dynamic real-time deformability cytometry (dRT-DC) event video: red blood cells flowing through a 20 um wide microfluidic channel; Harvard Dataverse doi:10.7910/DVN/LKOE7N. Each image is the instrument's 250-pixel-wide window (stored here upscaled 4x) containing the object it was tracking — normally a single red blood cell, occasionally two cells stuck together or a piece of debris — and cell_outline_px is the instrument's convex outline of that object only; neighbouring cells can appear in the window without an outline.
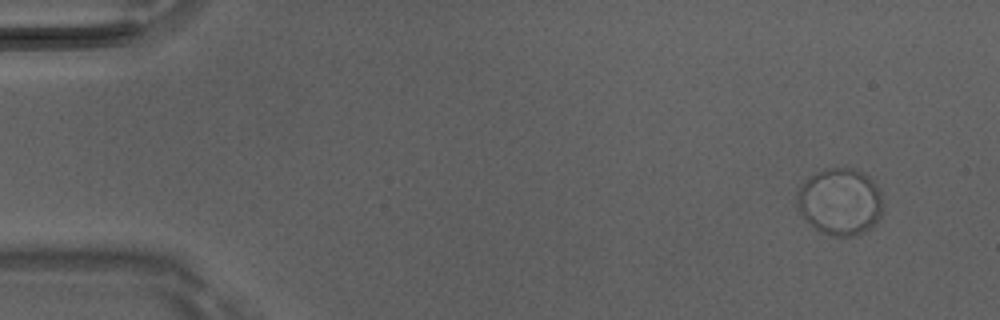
{"species": "Egyptian fruit bat (a non-hibernating species)", "species_latin": "Rousettus aegyptiacus", "temperature_condition": "room temperature", "stored_images_in_passage": 7, "camera_frame_rate_fps": 3000, "um_per_image_px": 0.085, "animal": {"sex": "male"}, "frame": {"image": 1, "passage_image": 1, "time_ms": 0.0, "image_size_px": [1000, 320], "cell_outline_px": [[884, 204], [880, 216], [872, 228], [856, 236], [832, 236], [820, 232], [800, 212], [796, 200], [800, 188], [808, 176], [816, 172], [828, 168], [856, 168], [864, 172], [880, 188]], "centroid_in_image_um": [71.46, 17.13], "position_along_channel_um": 13.5, "area_um2": 33.76}}
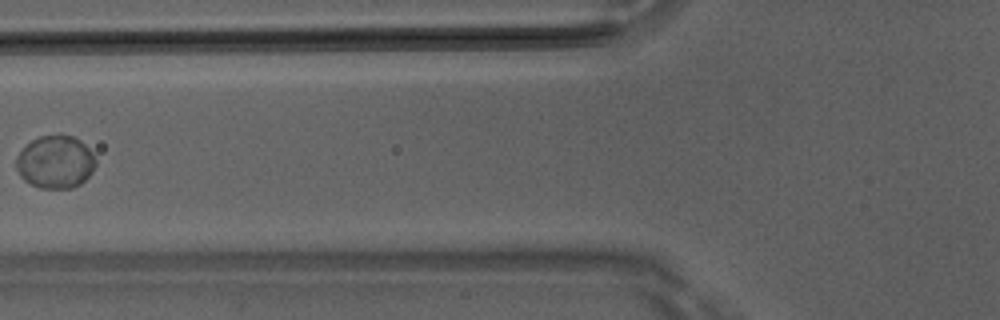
{"frame": {"image": 2, "passage_image": 5, "time_ms": 1.333, "image_size_px": [1000, 320], "cell_outline_px": [[96, 164], [92, 172], [80, 184], [72, 188], [40, 188], [24, 180], [20, 176], [16, 168], [16, 156], [32, 140], [40, 136], [60, 132], [72, 136], [80, 140], [92, 152], [96, 160]], "centroid_in_image_um": [4.71, 13.74], "position_along_channel_um": 121.1, "area_um2": 24.68}}